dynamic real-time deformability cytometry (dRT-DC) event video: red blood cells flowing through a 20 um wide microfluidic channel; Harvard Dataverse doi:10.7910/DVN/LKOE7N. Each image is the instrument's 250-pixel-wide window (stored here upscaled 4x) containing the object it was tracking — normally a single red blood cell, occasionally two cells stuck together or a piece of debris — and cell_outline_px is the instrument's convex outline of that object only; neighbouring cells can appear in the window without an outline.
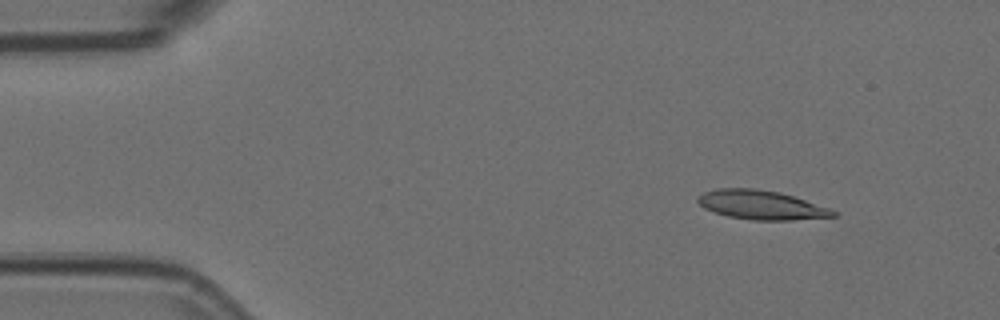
{"species": "Egyptian fruit bat (a non-hibernating species)", "species_latin": "Rousettus aegyptiacus", "temperature_condition": "room temperature", "stored_images_in_passage": 5, "camera_frame_rate_fps": 3000, "um_per_image_px": 0.085, "animal": {"sex": "female"}, "frame": {"image": 1, "passage_image": 1, "time_ms": 0.0, "image_size_px": [1000, 320], "cell_outline_px": [[836, 216], [792, 220], [752, 220], [728, 216], [704, 208], [696, 200], [696, 196], [704, 192], [716, 188], [756, 188], [780, 192], [828, 208], [836, 212]], "centroid_in_image_um": [64.64, 17.41], "position_along_channel_um": 20.4, "area_um2": 22.77}}
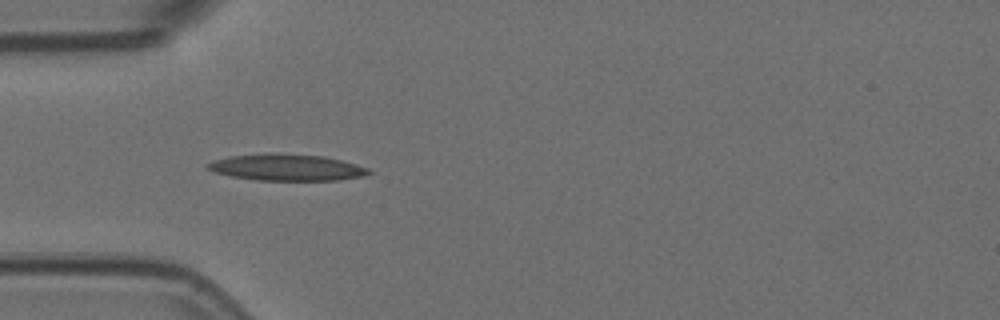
{"frame": {"image": 2, "passage_image": 4, "time_ms": 1.0, "image_size_px": [1000, 320], "cell_outline_px": [[372, 172], [364, 176], [336, 180], [256, 180], [232, 176], [216, 172], [204, 168], [204, 164], [212, 160], [232, 156], [264, 152], [268, 152], [324, 156], [356, 164], [368, 168]], "centroid_in_image_um": [24.32, 14.22], "position_along_channel_um": 60.7, "area_um2": 25.03}}
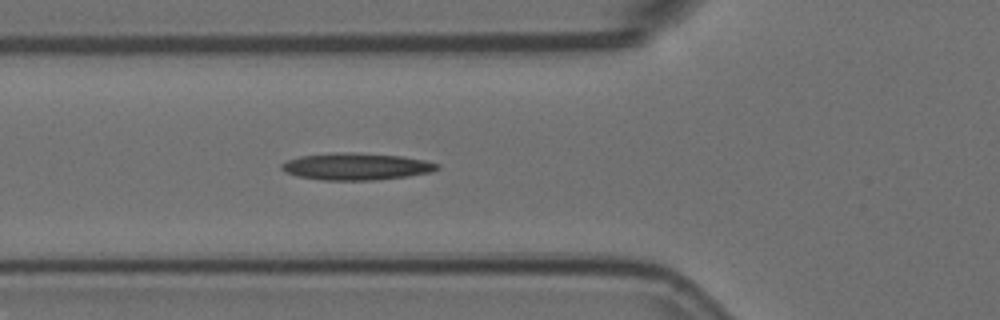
{"frame": {"image": 3, "passage_image": 5, "time_ms": 1.333, "image_size_px": [1000, 320], "cell_outline_px": [[440, 168], [432, 172], [408, 176], [372, 180], [320, 180], [296, 176], [280, 168], [280, 164], [288, 160], [300, 156], [328, 152], [352, 152], [404, 156], [424, 160], [440, 164]], "centroid_in_image_um": [30.28, 14.14], "position_along_channel_um": 95.5, "area_um2": 24.68}}